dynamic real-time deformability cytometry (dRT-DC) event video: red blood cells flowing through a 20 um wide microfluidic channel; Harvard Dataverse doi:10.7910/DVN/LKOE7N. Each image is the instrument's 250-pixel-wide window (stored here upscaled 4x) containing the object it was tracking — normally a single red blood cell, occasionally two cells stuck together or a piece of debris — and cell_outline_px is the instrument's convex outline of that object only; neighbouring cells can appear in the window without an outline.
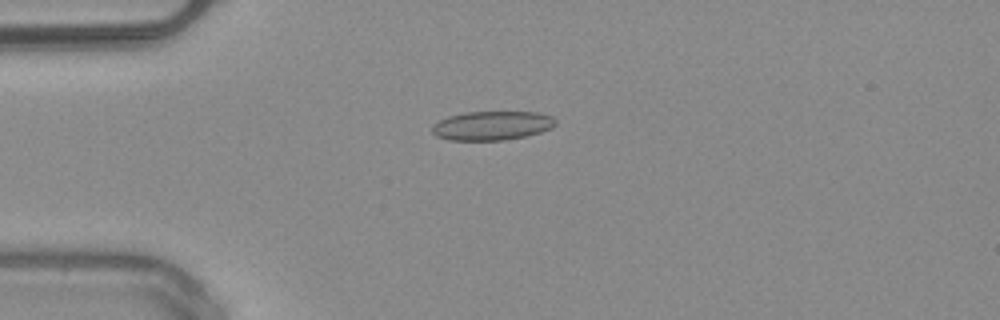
{"species": "common noctule bat (a hibernating species)", "species_latin": "Nyctalus noctula", "temperature_condition": "warm", "stored_images_in_passage": 50, "camera_frame_rate_fps": 3000, "um_per_image_px": 0.085, "animal": {"sex": "male", "body_mass_g": 20.4}, "frame": {"image": 1, "passage_image": 13, "time_ms": 4.0, "image_size_px": [1000, 320], "cell_outline_px": [[556, 124], [552, 128], [540, 132], [524, 136], [504, 140], [448, 140], [436, 136], [432, 132], [432, 124], [448, 116], [464, 112], [540, 112], [552, 116], [556, 120]], "centroid_in_image_um": [41.82, 10.67], "position_along_channel_um": 43.2, "area_um2": 20.98}}
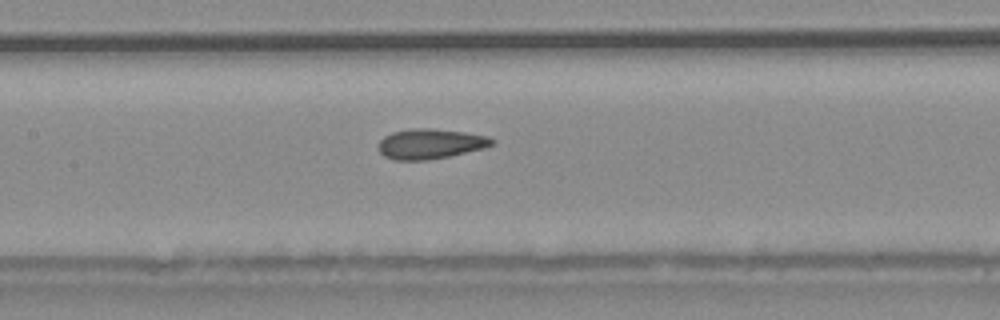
{"frame": {"image": 2, "passage_image": 24, "time_ms": 7.667, "image_size_px": [1000, 320], "cell_outline_px": [[496, 140], [492, 144], [484, 148], [448, 156], [428, 160], [392, 160], [384, 156], [380, 152], [380, 140], [384, 136], [392, 132], [416, 128], [432, 128], [464, 132], [488, 136]], "centroid_in_image_um": [36.58, 12.22], "position_along_channel_um": 170.8, "area_um2": 19.77}}
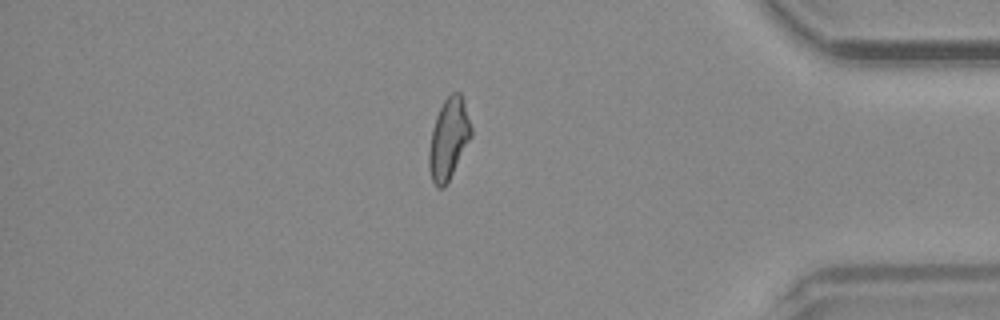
{"frame": {"image": 3, "passage_image": 43, "time_ms": 14.0, "image_size_px": [1000, 320], "cell_outline_px": [[472, 136], [444, 188], [436, 188], [432, 180], [428, 168], [428, 152], [432, 128], [436, 116], [444, 100], [452, 92], [460, 92], [472, 128]], "centroid_in_image_um": [38.11, 11.82], "position_along_channel_um": 397.1, "area_um2": 19.77}, "authors_computed_cell_mechanics": {"area_um2": 19.8543, "velocity_mm_per_s": 4.0726, "shape_relaxation_time_tau1_ms": null, "shape_relaxation_time_tau2_ms": 1.7021, "deformation_change_tau1": null, "deformation_change_tau2": 0.082}}